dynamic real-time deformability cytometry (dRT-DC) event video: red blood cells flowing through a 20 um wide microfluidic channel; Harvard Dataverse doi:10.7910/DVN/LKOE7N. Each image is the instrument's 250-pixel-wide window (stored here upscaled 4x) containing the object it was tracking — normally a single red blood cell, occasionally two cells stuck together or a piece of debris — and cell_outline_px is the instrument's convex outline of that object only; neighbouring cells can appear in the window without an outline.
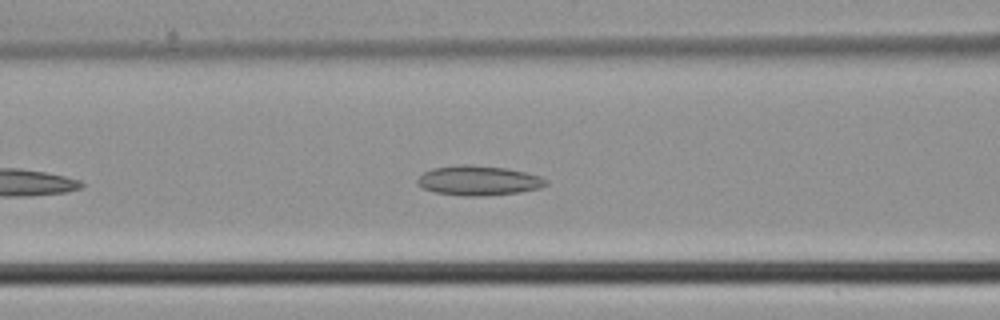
{"species": "common noctule bat (a hibernating species)", "species_latin": "Nyctalus noctula", "temperature_condition": "cold", "stored_images_in_passage": 33, "camera_frame_rate_fps": 3000, "um_per_image_px": 0.085, "animal": {"sex": "male", "body_mass_g": 21.5, "forearm_length_mm": 52.0}, "frame": {"image": 1, "passage_image": 8, "time_ms": 2.333, "image_size_px": [1000, 320], "cell_outline_px": [[548, 184], [540, 188], [520, 192], [484, 196], [464, 196], [436, 192], [424, 188], [416, 180], [424, 172], [432, 168], [460, 164], [468, 164], [504, 168], [524, 172], [540, 176], [548, 180]], "centroid_in_image_um": [40.7, 15.34], "position_along_channel_um": 125.9, "area_um2": 22.14}}
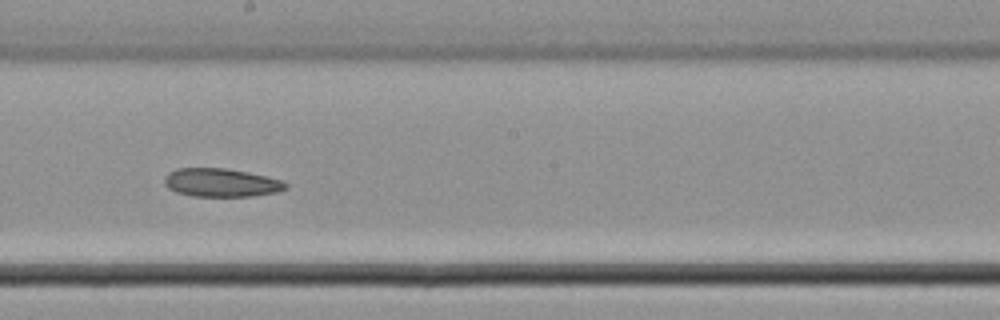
{"frame": {"image": 2, "passage_image": 15, "time_ms": 4.667, "image_size_px": [1000, 320], "cell_outline_px": [[288, 188], [276, 192], [252, 196], [192, 196], [176, 192], [168, 188], [164, 184], [164, 176], [168, 172], [176, 168], [224, 168], [248, 172], [280, 180], [288, 184]], "centroid_in_image_um": [18.75, 15.52], "position_along_channel_um": 229.4, "area_um2": 20.06}}
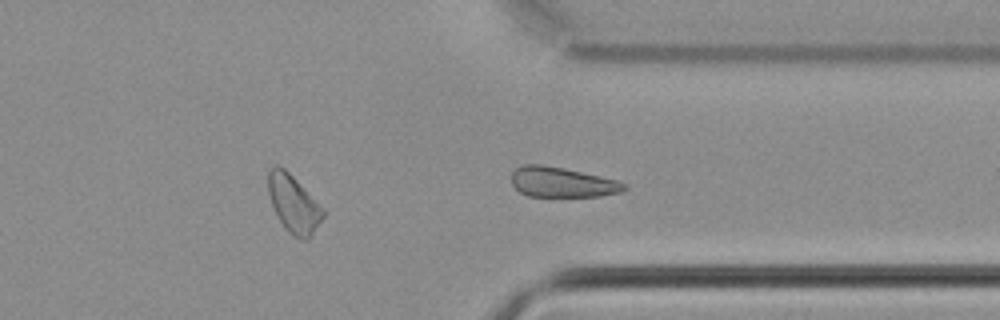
{"frame": {"image": 3, "passage_image": 24, "time_ms": 7.667, "image_size_px": [1000, 320], "cell_outline_px": [[628, 188], [624, 192], [600, 196], [528, 196], [520, 192], [512, 184], [512, 172], [516, 168], [524, 164], [540, 164], [564, 168], [600, 176], [616, 180], [628, 184]], "centroid_in_image_um": [47.81, 15.49], "position_along_channel_um": 363.6, "area_um2": 19.83}}